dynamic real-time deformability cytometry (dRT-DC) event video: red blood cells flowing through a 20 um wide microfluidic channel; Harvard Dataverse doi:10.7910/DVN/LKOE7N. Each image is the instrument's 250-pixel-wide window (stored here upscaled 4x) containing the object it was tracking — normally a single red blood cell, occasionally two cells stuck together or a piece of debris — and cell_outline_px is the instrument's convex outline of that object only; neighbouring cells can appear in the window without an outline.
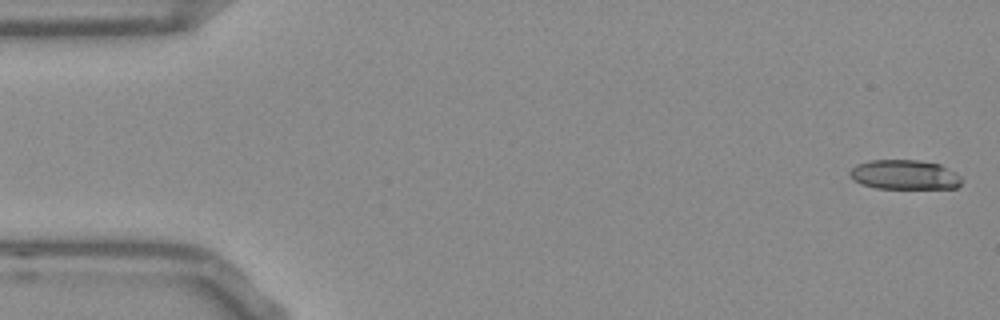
{"species": "Egyptian fruit bat (a non-hibernating species)", "species_latin": "Rousettus aegyptiacus", "temperature_condition": "room temperature", "stored_images_in_passage": 13, "camera_frame_rate_fps": 3000, "um_per_image_px": 0.085, "frame": {"image": 1, "passage_image": 1, "time_ms": 0.0, "image_size_px": [1000, 320], "cell_outline_px": [[960, 184], [956, 188], [876, 188], [860, 184], [852, 180], [848, 176], [848, 172], [856, 164], [868, 160], [920, 160], [940, 164], [956, 172], [960, 176]], "centroid_in_image_um": [76.83, 14.84], "position_along_channel_um": 8.2, "area_um2": 19.48}}